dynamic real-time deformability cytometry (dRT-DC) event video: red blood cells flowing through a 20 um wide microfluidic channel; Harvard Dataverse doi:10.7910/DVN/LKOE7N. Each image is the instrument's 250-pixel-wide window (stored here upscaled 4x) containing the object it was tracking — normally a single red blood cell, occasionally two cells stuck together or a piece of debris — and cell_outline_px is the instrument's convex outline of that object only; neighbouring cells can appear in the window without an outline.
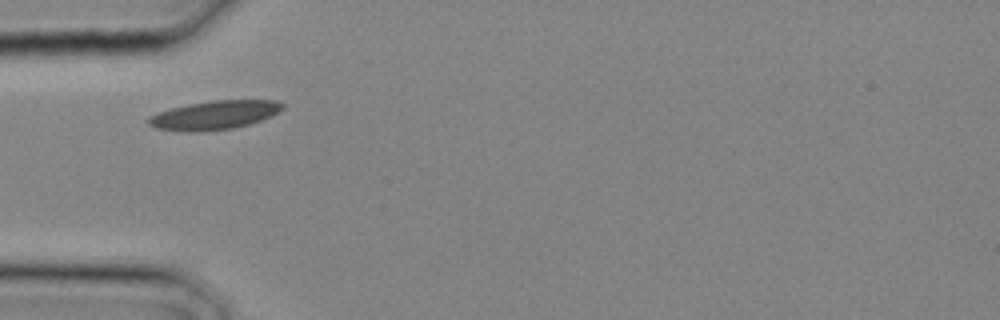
{"species": "common noctule bat (a hibernating species)", "species_latin": "Nyctalus noctula", "temperature_condition": "cold", "stored_images_in_passage": 1, "camera_frame_rate_fps": 3000, "um_per_image_px": 0.085, "animal": {"sex": "male", "body_mass_g": 20.4}, "frame": {"image": 1, "passage_image": 1, "time_ms": 0.0, "image_size_px": [1000, 320], "cell_outline_px": [[284, 108], [272, 116], [248, 124], [232, 128], [200, 132], [188, 132], [156, 128], [148, 124], [148, 120], [152, 116], [160, 112], [172, 108], [188, 104], [212, 100], [276, 100], [284, 104]], "centroid_in_image_um": [18.26, 9.78], "position_along_channel_um": 66.7, "area_um2": 22.31}}